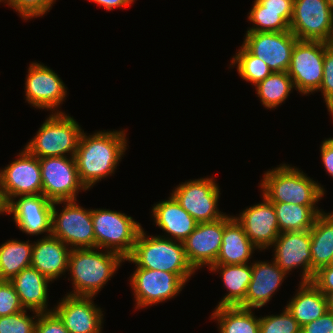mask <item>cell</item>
<instances>
[{
  "mask_svg": "<svg viewBox=\"0 0 333 333\" xmlns=\"http://www.w3.org/2000/svg\"><path fill=\"white\" fill-rule=\"evenodd\" d=\"M324 54L325 42L296 41L287 72L297 93L307 96L318 92L323 78Z\"/></svg>",
  "mask_w": 333,
  "mask_h": 333,
  "instance_id": "10",
  "label": "cell"
},
{
  "mask_svg": "<svg viewBox=\"0 0 333 333\" xmlns=\"http://www.w3.org/2000/svg\"><path fill=\"white\" fill-rule=\"evenodd\" d=\"M23 310L9 316L0 317V333H35L38 312Z\"/></svg>",
  "mask_w": 333,
  "mask_h": 333,
  "instance_id": "36",
  "label": "cell"
},
{
  "mask_svg": "<svg viewBox=\"0 0 333 333\" xmlns=\"http://www.w3.org/2000/svg\"><path fill=\"white\" fill-rule=\"evenodd\" d=\"M311 282L325 295L333 291V265L320 268Z\"/></svg>",
  "mask_w": 333,
  "mask_h": 333,
  "instance_id": "43",
  "label": "cell"
},
{
  "mask_svg": "<svg viewBox=\"0 0 333 333\" xmlns=\"http://www.w3.org/2000/svg\"><path fill=\"white\" fill-rule=\"evenodd\" d=\"M42 194L39 158L25 147L17 158L0 169V198L4 207L15 197Z\"/></svg>",
  "mask_w": 333,
  "mask_h": 333,
  "instance_id": "9",
  "label": "cell"
},
{
  "mask_svg": "<svg viewBox=\"0 0 333 333\" xmlns=\"http://www.w3.org/2000/svg\"><path fill=\"white\" fill-rule=\"evenodd\" d=\"M287 277L273 259L271 262L253 260L252 278L245 300L239 306L249 309H260L266 306Z\"/></svg>",
  "mask_w": 333,
  "mask_h": 333,
  "instance_id": "21",
  "label": "cell"
},
{
  "mask_svg": "<svg viewBox=\"0 0 333 333\" xmlns=\"http://www.w3.org/2000/svg\"><path fill=\"white\" fill-rule=\"evenodd\" d=\"M92 1L103 8L105 10L111 11L114 8L117 9L118 7L122 9V7L126 8L127 6L130 7L131 4L135 2V0H89Z\"/></svg>",
  "mask_w": 333,
  "mask_h": 333,
  "instance_id": "45",
  "label": "cell"
},
{
  "mask_svg": "<svg viewBox=\"0 0 333 333\" xmlns=\"http://www.w3.org/2000/svg\"><path fill=\"white\" fill-rule=\"evenodd\" d=\"M310 230L280 233L273 247V260L286 274L294 269L302 272L301 282L311 281L315 272L311 268Z\"/></svg>",
  "mask_w": 333,
  "mask_h": 333,
  "instance_id": "17",
  "label": "cell"
},
{
  "mask_svg": "<svg viewBox=\"0 0 333 333\" xmlns=\"http://www.w3.org/2000/svg\"><path fill=\"white\" fill-rule=\"evenodd\" d=\"M329 115L331 116V118L333 119V108L332 109H328ZM331 141H333V137L329 138Z\"/></svg>",
  "mask_w": 333,
  "mask_h": 333,
  "instance_id": "49",
  "label": "cell"
},
{
  "mask_svg": "<svg viewBox=\"0 0 333 333\" xmlns=\"http://www.w3.org/2000/svg\"><path fill=\"white\" fill-rule=\"evenodd\" d=\"M254 87L260 102L268 110L279 107L295 89L288 72H272Z\"/></svg>",
  "mask_w": 333,
  "mask_h": 333,
  "instance_id": "32",
  "label": "cell"
},
{
  "mask_svg": "<svg viewBox=\"0 0 333 333\" xmlns=\"http://www.w3.org/2000/svg\"><path fill=\"white\" fill-rule=\"evenodd\" d=\"M263 5V11L281 12V16L290 24L294 0H258Z\"/></svg>",
  "mask_w": 333,
  "mask_h": 333,
  "instance_id": "42",
  "label": "cell"
},
{
  "mask_svg": "<svg viewBox=\"0 0 333 333\" xmlns=\"http://www.w3.org/2000/svg\"><path fill=\"white\" fill-rule=\"evenodd\" d=\"M224 232V217L211 222L198 223L194 231L182 242L186 257L195 271L210 269L218 257Z\"/></svg>",
  "mask_w": 333,
  "mask_h": 333,
  "instance_id": "19",
  "label": "cell"
},
{
  "mask_svg": "<svg viewBox=\"0 0 333 333\" xmlns=\"http://www.w3.org/2000/svg\"><path fill=\"white\" fill-rule=\"evenodd\" d=\"M53 205L54 202L43 194L23 195L12 199L4 207V213L12 214V220L23 233L49 236L52 230Z\"/></svg>",
  "mask_w": 333,
  "mask_h": 333,
  "instance_id": "16",
  "label": "cell"
},
{
  "mask_svg": "<svg viewBox=\"0 0 333 333\" xmlns=\"http://www.w3.org/2000/svg\"><path fill=\"white\" fill-rule=\"evenodd\" d=\"M220 194L214 177L208 176L179 183L170 195L197 223H201L215 221L226 215L217 207Z\"/></svg>",
  "mask_w": 333,
  "mask_h": 333,
  "instance_id": "8",
  "label": "cell"
},
{
  "mask_svg": "<svg viewBox=\"0 0 333 333\" xmlns=\"http://www.w3.org/2000/svg\"><path fill=\"white\" fill-rule=\"evenodd\" d=\"M3 215L4 214V205H3V203H2V201H1V198H0V215Z\"/></svg>",
  "mask_w": 333,
  "mask_h": 333,
  "instance_id": "48",
  "label": "cell"
},
{
  "mask_svg": "<svg viewBox=\"0 0 333 333\" xmlns=\"http://www.w3.org/2000/svg\"><path fill=\"white\" fill-rule=\"evenodd\" d=\"M311 234V268L317 272L320 268L331 264L333 258V217L327 212L319 214Z\"/></svg>",
  "mask_w": 333,
  "mask_h": 333,
  "instance_id": "28",
  "label": "cell"
},
{
  "mask_svg": "<svg viewBox=\"0 0 333 333\" xmlns=\"http://www.w3.org/2000/svg\"><path fill=\"white\" fill-rule=\"evenodd\" d=\"M70 250L57 237L43 235L33 242L31 266L53 283L68 272Z\"/></svg>",
  "mask_w": 333,
  "mask_h": 333,
  "instance_id": "22",
  "label": "cell"
},
{
  "mask_svg": "<svg viewBox=\"0 0 333 333\" xmlns=\"http://www.w3.org/2000/svg\"><path fill=\"white\" fill-rule=\"evenodd\" d=\"M126 132L103 130L88 135L83 130L74 158L79 180L87 191L115 173L129 147Z\"/></svg>",
  "mask_w": 333,
  "mask_h": 333,
  "instance_id": "1",
  "label": "cell"
},
{
  "mask_svg": "<svg viewBox=\"0 0 333 333\" xmlns=\"http://www.w3.org/2000/svg\"><path fill=\"white\" fill-rule=\"evenodd\" d=\"M130 275L135 309L166 302L178 296L186 283L175 273L139 268Z\"/></svg>",
  "mask_w": 333,
  "mask_h": 333,
  "instance_id": "11",
  "label": "cell"
},
{
  "mask_svg": "<svg viewBox=\"0 0 333 333\" xmlns=\"http://www.w3.org/2000/svg\"><path fill=\"white\" fill-rule=\"evenodd\" d=\"M60 204H63L62 211L56 208ZM51 235L70 249L95 248L91 209L83 208L77 200L54 202Z\"/></svg>",
  "mask_w": 333,
  "mask_h": 333,
  "instance_id": "7",
  "label": "cell"
},
{
  "mask_svg": "<svg viewBox=\"0 0 333 333\" xmlns=\"http://www.w3.org/2000/svg\"><path fill=\"white\" fill-rule=\"evenodd\" d=\"M35 333H69L60 318L52 311L39 313Z\"/></svg>",
  "mask_w": 333,
  "mask_h": 333,
  "instance_id": "40",
  "label": "cell"
},
{
  "mask_svg": "<svg viewBox=\"0 0 333 333\" xmlns=\"http://www.w3.org/2000/svg\"><path fill=\"white\" fill-rule=\"evenodd\" d=\"M327 2L330 5V7L333 9V0H327Z\"/></svg>",
  "mask_w": 333,
  "mask_h": 333,
  "instance_id": "50",
  "label": "cell"
},
{
  "mask_svg": "<svg viewBox=\"0 0 333 333\" xmlns=\"http://www.w3.org/2000/svg\"><path fill=\"white\" fill-rule=\"evenodd\" d=\"M7 3L24 20L42 17L51 10L56 0H0Z\"/></svg>",
  "mask_w": 333,
  "mask_h": 333,
  "instance_id": "37",
  "label": "cell"
},
{
  "mask_svg": "<svg viewBox=\"0 0 333 333\" xmlns=\"http://www.w3.org/2000/svg\"><path fill=\"white\" fill-rule=\"evenodd\" d=\"M139 268L160 270L177 274L185 283L195 274L183 243L159 235H147L140 230L131 255L124 259Z\"/></svg>",
  "mask_w": 333,
  "mask_h": 333,
  "instance_id": "4",
  "label": "cell"
},
{
  "mask_svg": "<svg viewBox=\"0 0 333 333\" xmlns=\"http://www.w3.org/2000/svg\"><path fill=\"white\" fill-rule=\"evenodd\" d=\"M33 243L17 239L0 245V280L10 281L24 268L31 266Z\"/></svg>",
  "mask_w": 333,
  "mask_h": 333,
  "instance_id": "30",
  "label": "cell"
},
{
  "mask_svg": "<svg viewBox=\"0 0 333 333\" xmlns=\"http://www.w3.org/2000/svg\"><path fill=\"white\" fill-rule=\"evenodd\" d=\"M320 153L324 170L333 178V141L325 138L321 143Z\"/></svg>",
  "mask_w": 333,
  "mask_h": 333,
  "instance_id": "44",
  "label": "cell"
},
{
  "mask_svg": "<svg viewBox=\"0 0 333 333\" xmlns=\"http://www.w3.org/2000/svg\"><path fill=\"white\" fill-rule=\"evenodd\" d=\"M95 247L128 258L134 248L142 225L121 211L91 209Z\"/></svg>",
  "mask_w": 333,
  "mask_h": 333,
  "instance_id": "6",
  "label": "cell"
},
{
  "mask_svg": "<svg viewBox=\"0 0 333 333\" xmlns=\"http://www.w3.org/2000/svg\"><path fill=\"white\" fill-rule=\"evenodd\" d=\"M280 233L310 230L324 210L318 206L273 203Z\"/></svg>",
  "mask_w": 333,
  "mask_h": 333,
  "instance_id": "31",
  "label": "cell"
},
{
  "mask_svg": "<svg viewBox=\"0 0 333 333\" xmlns=\"http://www.w3.org/2000/svg\"><path fill=\"white\" fill-rule=\"evenodd\" d=\"M151 210L154 223L164 232L159 236L171 240L183 242L198 224L172 195L167 200L156 202Z\"/></svg>",
  "mask_w": 333,
  "mask_h": 333,
  "instance_id": "23",
  "label": "cell"
},
{
  "mask_svg": "<svg viewBox=\"0 0 333 333\" xmlns=\"http://www.w3.org/2000/svg\"><path fill=\"white\" fill-rule=\"evenodd\" d=\"M262 202L249 206L234 216L259 251L270 249L280 234L273 203L264 195Z\"/></svg>",
  "mask_w": 333,
  "mask_h": 333,
  "instance_id": "20",
  "label": "cell"
},
{
  "mask_svg": "<svg viewBox=\"0 0 333 333\" xmlns=\"http://www.w3.org/2000/svg\"><path fill=\"white\" fill-rule=\"evenodd\" d=\"M209 271L217 273L227 289L226 295L216 307L239 306L244 300L248 285L252 278V263L246 264H214Z\"/></svg>",
  "mask_w": 333,
  "mask_h": 333,
  "instance_id": "27",
  "label": "cell"
},
{
  "mask_svg": "<svg viewBox=\"0 0 333 333\" xmlns=\"http://www.w3.org/2000/svg\"><path fill=\"white\" fill-rule=\"evenodd\" d=\"M327 46L333 50V27H332V31L329 37V40L326 42Z\"/></svg>",
  "mask_w": 333,
  "mask_h": 333,
  "instance_id": "47",
  "label": "cell"
},
{
  "mask_svg": "<svg viewBox=\"0 0 333 333\" xmlns=\"http://www.w3.org/2000/svg\"><path fill=\"white\" fill-rule=\"evenodd\" d=\"M255 250H259L248 238L234 215L224 216V232L218 257L214 264H246Z\"/></svg>",
  "mask_w": 333,
  "mask_h": 333,
  "instance_id": "25",
  "label": "cell"
},
{
  "mask_svg": "<svg viewBox=\"0 0 333 333\" xmlns=\"http://www.w3.org/2000/svg\"><path fill=\"white\" fill-rule=\"evenodd\" d=\"M326 298H327L328 311L333 312V291L329 292L326 295Z\"/></svg>",
  "mask_w": 333,
  "mask_h": 333,
  "instance_id": "46",
  "label": "cell"
},
{
  "mask_svg": "<svg viewBox=\"0 0 333 333\" xmlns=\"http://www.w3.org/2000/svg\"><path fill=\"white\" fill-rule=\"evenodd\" d=\"M10 282L17 292L25 310L38 313L52 312L48 309L49 285L51 281L32 266L24 268Z\"/></svg>",
  "mask_w": 333,
  "mask_h": 333,
  "instance_id": "24",
  "label": "cell"
},
{
  "mask_svg": "<svg viewBox=\"0 0 333 333\" xmlns=\"http://www.w3.org/2000/svg\"><path fill=\"white\" fill-rule=\"evenodd\" d=\"M295 295L286 304L299 325L312 322L328 311L327 298L311 281L299 282Z\"/></svg>",
  "mask_w": 333,
  "mask_h": 333,
  "instance_id": "26",
  "label": "cell"
},
{
  "mask_svg": "<svg viewBox=\"0 0 333 333\" xmlns=\"http://www.w3.org/2000/svg\"><path fill=\"white\" fill-rule=\"evenodd\" d=\"M53 307L69 333H102L104 312L93 296L65 294Z\"/></svg>",
  "mask_w": 333,
  "mask_h": 333,
  "instance_id": "18",
  "label": "cell"
},
{
  "mask_svg": "<svg viewBox=\"0 0 333 333\" xmlns=\"http://www.w3.org/2000/svg\"><path fill=\"white\" fill-rule=\"evenodd\" d=\"M318 91H321L327 110L333 108V50L325 42L323 78Z\"/></svg>",
  "mask_w": 333,
  "mask_h": 333,
  "instance_id": "39",
  "label": "cell"
},
{
  "mask_svg": "<svg viewBox=\"0 0 333 333\" xmlns=\"http://www.w3.org/2000/svg\"><path fill=\"white\" fill-rule=\"evenodd\" d=\"M327 214L333 217V211L328 212Z\"/></svg>",
  "mask_w": 333,
  "mask_h": 333,
  "instance_id": "51",
  "label": "cell"
},
{
  "mask_svg": "<svg viewBox=\"0 0 333 333\" xmlns=\"http://www.w3.org/2000/svg\"><path fill=\"white\" fill-rule=\"evenodd\" d=\"M252 23L246 32H279L289 31L290 24L281 16V12L263 11V5L254 0L251 10L247 14Z\"/></svg>",
  "mask_w": 333,
  "mask_h": 333,
  "instance_id": "34",
  "label": "cell"
},
{
  "mask_svg": "<svg viewBox=\"0 0 333 333\" xmlns=\"http://www.w3.org/2000/svg\"><path fill=\"white\" fill-rule=\"evenodd\" d=\"M230 61L229 66L232 68L237 66L239 76L253 86L272 73L264 61L252 55L243 45L240 46Z\"/></svg>",
  "mask_w": 333,
  "mask_h": 333,
  "instance_id": "33",
  "label": "cell"
},
{
  "mask_svg": "<svg viewBox=\"0 0 333 333\" xmlns=\"http://www.w3.org/2000/svg\"><path fill=\"white\" fill-rule=\"evenodd\" d=\"M42 194L49 200H77L78 193L86 191L80 182L74 157L40 158Z\"/></svg>",
  "mask_w": 333,
  "mask_h": 333,
  "instance_id": "13",
  "label": "cell"
},
{
  "mask_svg": "<svg viewBox=\"0 0 333 333\" xmlns=\"http://www.w3.org/2000/svg\"><path fill=\"white\" fill-rule=\"evenodd\" d=\"M25 310L13 284L8 280H0V317Z\"/></svg>",
  "mask_w": 333,
  "mask_h": 333,
  "instance_id": "38",
  "label": "cell"
},
{
  "mask_svg": "<svg viewBox=\"0 0 333 333\" xmlns=\"http://www.w3.org/2000/svg\"><path fill=\"white\" fill-rule=\"evenodd\" d=\"M259 333H301V326L285 307L280 314L261 316Z\"/></svg>",
  "mask_w": 333,
  "mask_h": 333,
  "instance_id": "35",
  "label": "cell"
},
{
  "mask_svg": "<svg viewBox=\"0 0 333 333\" xmlns=\"http://www.w3.org/2000/svg\"><path fill=\"white\" fill-rule=\"evenodd\" d=\"M48 116L25 148L39 159L74 157L83 132L80 124L66 112H51Z\"/></svg>",
  "mask_w": 333,
  "mask_h": 333,
  "instance_id": "5",
  "label": "cell"
},
{
  "mask_svg": "<svg viewBox=\"0 0 333 333\" xmlns=\"http://www.w3.org/2000/svg\"><path fill=\"white\" fill-rule=\"evenodd\" d=\"M301 333H333V312L327 311L318 319L303 325Z\"/></svg>",
  "mask_w": 333,
  "mask_h": 333,
  "instance_id": "41",
  "label": "cell"
},
{
  "mask_svg": "<svg viewBox=\"0 0 333 333\" xmlns=\"http://www.w3.org/2000/svg\"><path fill=\"white\" fill-rule=\"evenodd\" d=\"M298 38L289 31L246 32L242 45L272 72H287Z\"/></svg>",
  "mask_w": 333,
  "mask_h": 333,
  "instance_id": "15",
  "label": "cell"
},
{
  "mask_svg": "<svg viewBox=\"0 0 333 333\" xmlns=\"http://www.w3.org/2000/svg\"><path fill=\"white\" fill-rule=\"evenodd\" d=\"M101 251V252H100ZM124 259L100 248H73L69 253L68 274L72 291L66 294L95 297L122 267Z\"/></svg>",
  "mask_w": 333,
  "mask_h": 333,
  "instance_id": "2",
  "label": "cell"
},
{
  "mask_svg": "<svg viewBox=\"0 0 333 333\" xmlns=\"http://www.w3.org/2000/svg\"><path fill=\"white\" fill-rule=\"evenodd\" d=\"M259 183L262 195L272 203L318 206L325 188L299 168L281 163L267 170Z\"/></svg>",
  "mask_w": 333,
  "mask_h": 333,
  "instance_id": "3",
  "label": "cell"
},
{
  "mask_svg": "<svg viewBox=\"0 0 333 333\" xmlns=\"http://www.w3.org/2000/svg\"><path fill=\"white\" fill-rule=\"evenodd\" d=\"M253 310L240 306L215 307L210 318L218 323L219 333H259L260 317Z\"/></svg>",
  "mask_w": 333,
  "mask_h": 333,
  "instance_id": "29",
  "label": "cell"
},
{
  "mask_svg": "<svg viewBox=\"0 0 333 333\" xmlns=\"http://www.w3.org/2000/svg\"><path fill=\"white\" fill-rule=\"evenodd\" d=\"M333 27V9L327 0H294L290 31L298 40H329Z\"/></svg>",
  "mask_w": 333,
  "mask_h": 333,
  "instance_id": "14",
  "label": "cell"
},
{
  "mask_svg": "<svg viewBox=\"0 0 333 333\" xmlns=\"http://www.w3.org/2000/svg\"><path fill=\"white\" fill-rule=\"evenodd\" d=\"M25 79V100L34 108L46 109L52 113H64L61 105L67 97V87L50 67L31 62ZM60 111H59V110Z\"/></svg>",
  "mask_w": 333,
  "mask_h": 333,
  "instance_id": "12",
  "label": "cell"
}]
</instances>
